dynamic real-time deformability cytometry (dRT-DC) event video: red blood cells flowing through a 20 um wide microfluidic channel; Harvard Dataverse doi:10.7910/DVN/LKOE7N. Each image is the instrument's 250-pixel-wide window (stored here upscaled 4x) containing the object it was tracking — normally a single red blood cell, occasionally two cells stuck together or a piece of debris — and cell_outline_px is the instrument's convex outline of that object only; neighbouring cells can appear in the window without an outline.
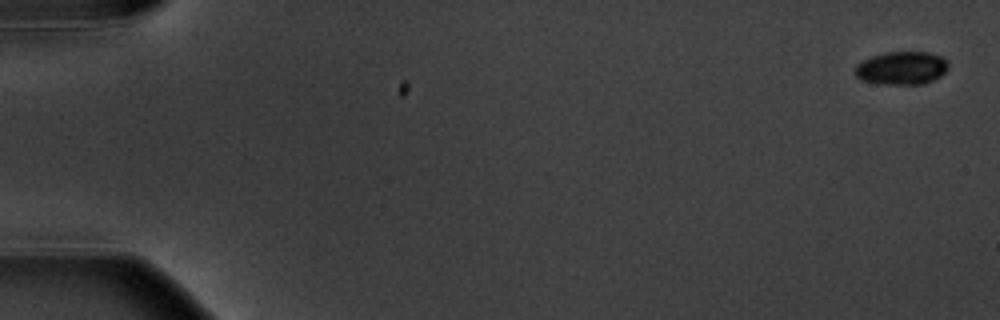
{"species": "common noctule bat (a hibernating species)", "species_latin": "Nyctalus noctula", "temperature_condition": "warm", "stored_images_in_passage": 6, "camera_frame_rate_fps": 3000, "um_per_image_px": 0.085, "animal": {"sex": "male", "body_mass_g": 20.1, "forearm_length_mm": 53.5}, "frame": {"image": 1, "passage_image": 1, "time_ms": 0.0, "image_size_px": [1000, 320], "cell_outline_px": [[948, 68], [940, 76], [924, 84], [880, 84], [864, 80], [856, 76], [856, 64], [872, 56], [884, 52], [928, 52], [940, 56], [948, 64]], "centroid_in_image_um": [76.64, 5.78], "position_along_channel_um": 8.4, "area_um2": 17.8}}
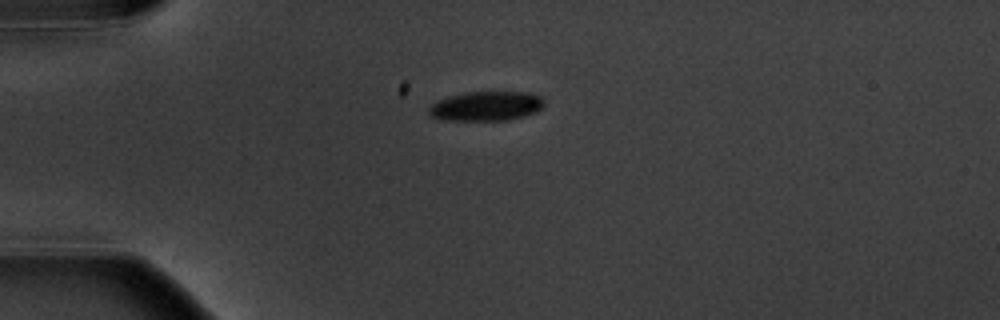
{"frame": {"image": 2, "passage_image": 5, "time_ms": 4.667, "image_size_px": [1000, 320], "cell_outline_px": [[544, 104], [536, 112], [524, 116], [508, 120], [440, 120], [432, 116], [428, 112], [428, 108], [436, 100], [448, 96], [468, 92], [528, 92], [540, 96], [544, 100]], "centroid_in_image_um": [41.3, 9.02], "position_along_channel_um": 43.7, "area_um2": 19.88}}